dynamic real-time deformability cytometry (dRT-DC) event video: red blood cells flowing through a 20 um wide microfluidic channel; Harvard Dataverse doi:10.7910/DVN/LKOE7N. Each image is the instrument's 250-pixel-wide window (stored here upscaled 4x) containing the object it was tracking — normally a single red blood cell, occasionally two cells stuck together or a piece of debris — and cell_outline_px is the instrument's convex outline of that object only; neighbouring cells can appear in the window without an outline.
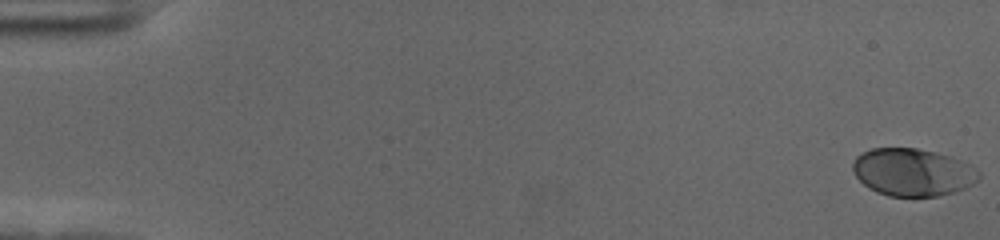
{"species": "human", "species_latin": "Homo sapiens", "temperature_condition": "cold", "stored_images_in_passage": 57, "camera_frame_rate_fps": 3000, "um_per_image_px": 0.085, "donor": {"sex": "female"}, "frame": {"image": 1, "passage_image": 1, "time_ms": 0.0, "image_size_px": [1000, 240], "cell_outline_px": [[980, 180], [964, 188], [952, 192], [936, 196], [888, 196], [876, 192], [868, 188], [856, 176], [852, 168], [852, 164], [856, 156], [872, 148], [916, 148], [936, 152], [952, 156], [968, 164], [980, 172]], "centroid_in_image_um": [77.57, 14.63], "position_along_channel_um": 7.4, "area_um2": 34.91}}
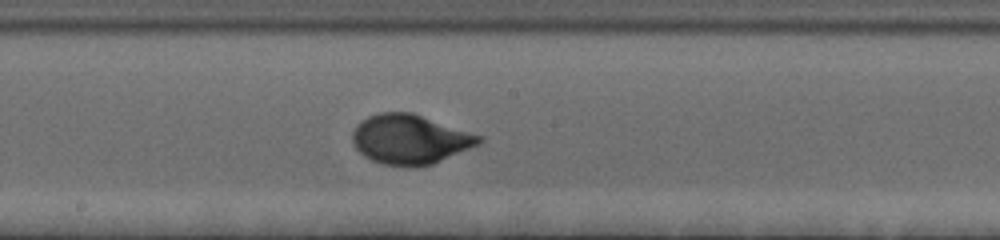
{"frame": {"image": 2, "passage_image": 32, "time_ms": 10.333, "image_size_px": [1000, 240], "cell_outline_px": [[484, 140], [480, 144], [432, 164], [412, 168], [400, 168], [380, 164], [364, 156], [356, 148], [352, 140], [352, 132], [356, 124], [360, 120], [368, 116], [380, 112], [412, 112], [484, 136]], "centroid_in_image_um": [34.84, 11.85], "position_along_channel_um": 213.4, "area_um2": 37.17}}
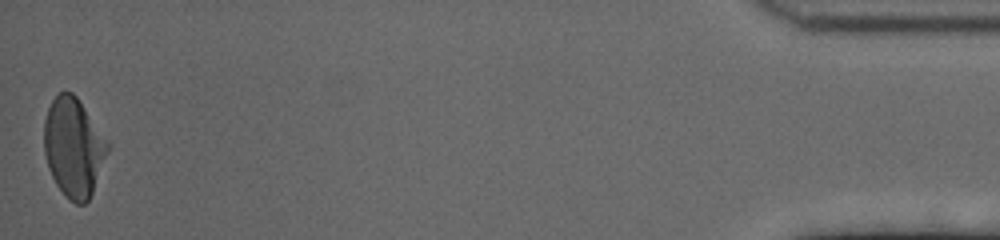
{"frame": {"image": 3, "passage_image": 57, "time_ms": 18.667, "image_size_px": [1000, 240], "cell_outline_px": [[112, 144], [92, 192], [88, 200], [84, 204], [76, 204], [68, 200], [64, 196], [56, 184], [48, 168], [44, 152], [44, 120], [48, 108], [52, 100], [60, 92], [72, 92], [76, 96]], "centroid_in_image_um": [6.27, 12.53], "position_along_channel_um": 428.9, "area_um2": 36.99}, "authors_computed_cell_mechanics": {"area_um2": 35.3158, "velocity_mm_per_s": 3.6, "shape_relaxation_time_tau1_ms": 2.7373, "shape_relaxation_time_tau2_ms": null, "deformation_change_tau1": 0.1497, "deformation_change_tau2": null}}